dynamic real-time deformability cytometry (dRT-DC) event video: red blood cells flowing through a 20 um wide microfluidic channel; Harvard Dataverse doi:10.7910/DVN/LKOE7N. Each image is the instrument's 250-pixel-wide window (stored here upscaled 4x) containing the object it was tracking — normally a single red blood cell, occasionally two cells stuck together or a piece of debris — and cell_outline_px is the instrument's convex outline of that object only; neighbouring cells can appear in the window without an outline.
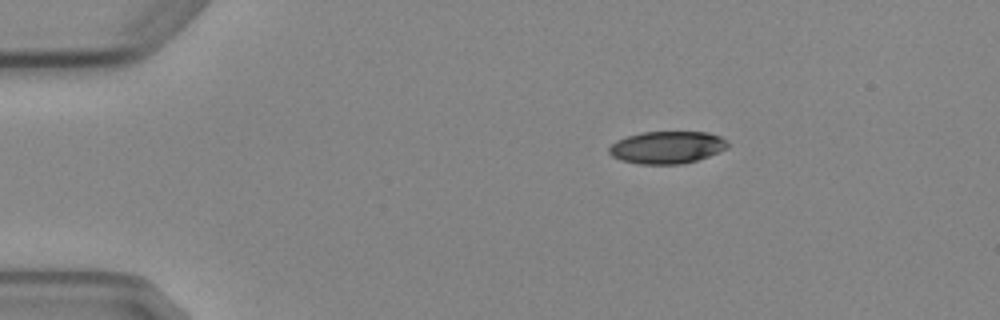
{"species": "Egyptian fruit bat (a non-hibernating species)", "species_latin": "Rousettus aegyptiacus", "temperature_condition": "cold", "stored_images_in_passage": 3, "camera_frame_rate_fps": 3000, "um_per_image_px": 0.085, "animal": {"sex": "female"}, "frame": {"image": 1, "passage_image": 1, "time_ms": 0.0, "image_size_px": [1000, 320], "cell_outline_px": [[728, 148], [708, 156], [696, 160], [680, 164], [640, 164], [620, 160], [612, 156], [608, 152], [608, 148], [616, 140], [640, 132], [708, 132], [720, 136], [728, 140]], "centroid_in_image_um": [56.69, 12.52], "position_along_channel_um": 28.3, "area_um2": 22.43}}